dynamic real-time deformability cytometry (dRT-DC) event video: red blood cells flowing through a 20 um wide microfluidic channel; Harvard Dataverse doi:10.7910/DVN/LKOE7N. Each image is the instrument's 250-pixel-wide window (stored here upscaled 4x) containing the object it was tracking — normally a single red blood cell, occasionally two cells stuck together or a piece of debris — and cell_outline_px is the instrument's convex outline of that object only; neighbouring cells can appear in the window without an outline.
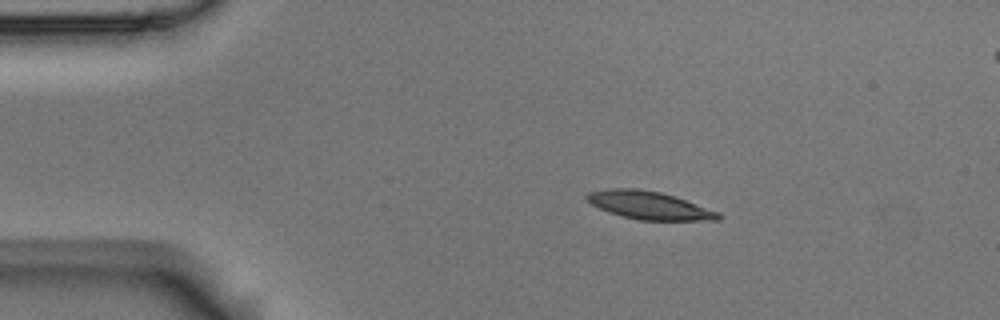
{"species": "Egyptian fruit bat (a non-hibernating species)", "species_latin": "Rousettus aegyptiacus", "temperature_condition": "room temperature", "stored_images_in_passage": 47, "segment_of_instrument_passage": [1, 2], "camera_frame_rate_fps": 3000, "um_per_image_px": 0.085, "animal": {"sex": "male"}, "frame": {"image": 1, "passage_image": 1, "time_ms": 0.0, "image_size_px": [1000, 320], "cell_outline_px": [[724, 216], [720, 220], [640, 220], [608, 212], [592, 204], [584, 196], [588, 192], [608, 188], [636, 188], [660, 192], [720, 212]], "centroid_in_image_um": [55.18, 17.45], "position_along_channel_um": 29.8, "area_um2": 21.21}}
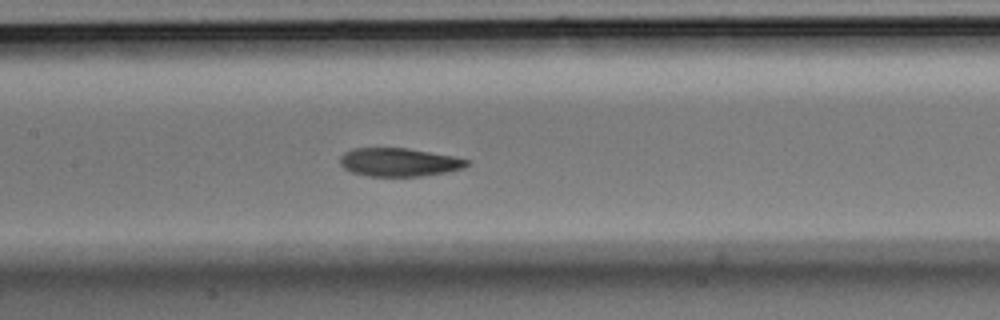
{"frame": {"image": 2, "passage_image": 17, "time_ms": 5.333, "image_size_px": [1000, 320], "cell_outline_px": [[468, 164], [464, 168], [444, 172], [420, 176], [368, 176], [352, 172], [344, 168], [340, 164], [340, 156], [344, 152], [352, 148], [408, 148], [452, 156], [468, 160]], "centroid_in_image_um": [33.87, 13.78], "position_along_channel_um": 173.5, "area_um2": 20.81}}
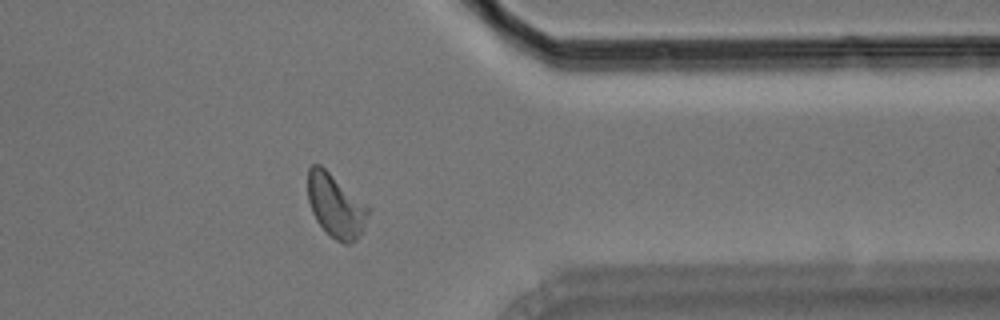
{"frame": {"image": 3, "passage_image": 35, "time_ms": 11.333, "image_size_px": [1000, 320], "cell_outline_px": [[372, 208], [360, 236], [352, 244], [344, 244], [336, 240], [316, 220], [312, 212], [308, 200], [308, 168], [312, 164], [320, 164], [368, 204]], "centroid_in_image_um": [28.57, 17.48], "position_along_channel_um": 382.8, "area_um2": 22.6}}